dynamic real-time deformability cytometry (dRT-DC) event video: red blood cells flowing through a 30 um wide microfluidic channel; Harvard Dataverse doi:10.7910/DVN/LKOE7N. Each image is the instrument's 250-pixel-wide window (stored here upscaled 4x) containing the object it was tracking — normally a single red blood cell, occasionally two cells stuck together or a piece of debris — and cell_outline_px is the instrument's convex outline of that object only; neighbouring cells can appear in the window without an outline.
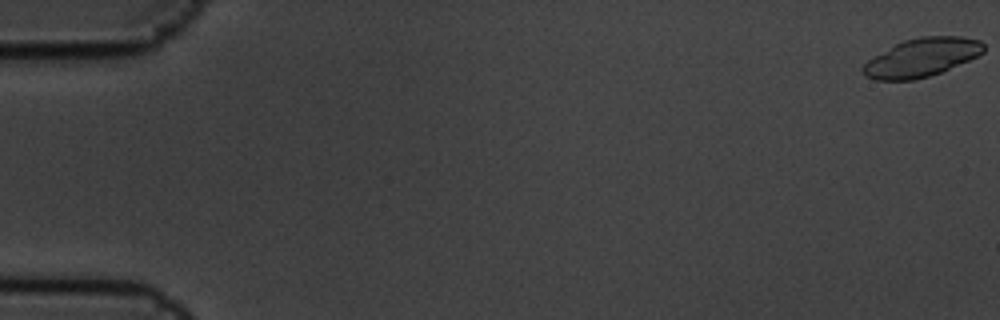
{"species": "common noctule bat (a hibernating species)", "species_latin": "Nyctalus noctula", "temperature_condition": "cold", "stored_images_in_passage": 5, "camera_frame_rate_fps": 3000, "um_per_image_px": 0.085, "animal": {"sex": "male", "body_mass_g": 19.5, "forearm_length_mm": 54.6}, "frame": {"image": 1, "passage_image": 1, "time_ms": 0.0, "image_size_px": [1000, 320], "cell_outline_px": [[984, 52], [968, 60], [940, 72], [916, 80], [876, 80], [864, 76], [860, 72], [860, 68], [868, 60], [896, 44], [904, 40], [920, 36], [964, 36], [980, 40], [984, 44]], "centroid_in_image_um": [78.32, 4.89], "position_along_channel_um": 6.7, "area_um2": 26.93}}